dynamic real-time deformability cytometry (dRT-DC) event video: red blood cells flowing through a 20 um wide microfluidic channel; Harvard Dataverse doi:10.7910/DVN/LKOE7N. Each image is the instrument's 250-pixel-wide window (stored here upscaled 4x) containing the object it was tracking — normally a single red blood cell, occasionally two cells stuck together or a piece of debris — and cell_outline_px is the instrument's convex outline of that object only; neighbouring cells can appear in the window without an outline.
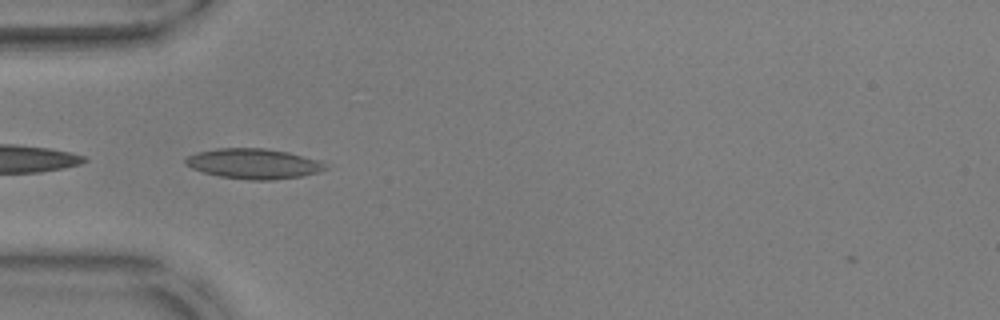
{"species": "common noctule bat (a hibernating species)", "species_latin": "Nyctalus noctula", "temperature_condition": "warm", "stored_images_in_passage": 25, "camera_frame_rate_fps": 3000, "um_per_image_px": 0.085, "animal": {"sex": "male", "body_mass_g": 17.9, "forearm_length_mm": 54.2}, "frame": {"image": 1, "passage_image": 1, "time_ms": 0.0, "image_size_px": [1000, 320], "cell_outline_px": [[308, 172], [296, 176], [228, 176], [208, 172], [196, 168], [188, 164], [196, 156], [204, 152], [232, 148], [248, 148], [280, 152], [296, 156], [308, 160]], "centroid_in_image_um": [21.26, 13.85], "position_along_channel_um": 63.7, "area_um2": 19.25}}
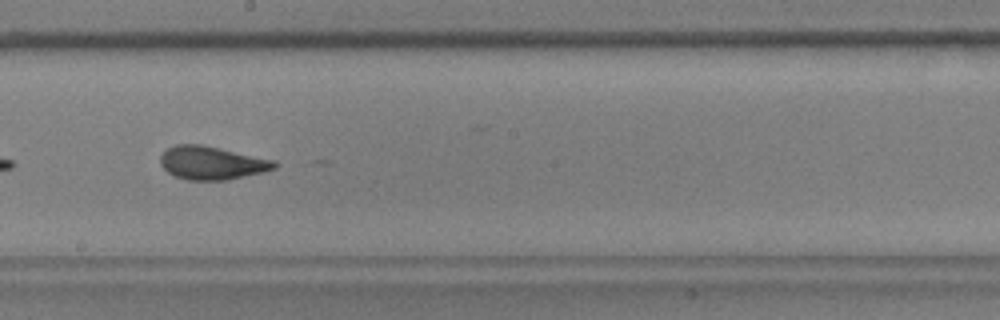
{"frame": {"image": 2, "passage_image": 15, "time_ms": 4.667, "image_size_px": [1000, 320], "cell_outline_px": [[276, 164], [272, 168], [256, 172], [216, 180], [200, 180], [180, 176], [172, 172], [164, 164], [164, 152], [172, 148], [212, 148]], "centroid_in_image_um": [17.94, 13.91], "position_along_channel_um": 230.3, "area_um2": 18.03}}